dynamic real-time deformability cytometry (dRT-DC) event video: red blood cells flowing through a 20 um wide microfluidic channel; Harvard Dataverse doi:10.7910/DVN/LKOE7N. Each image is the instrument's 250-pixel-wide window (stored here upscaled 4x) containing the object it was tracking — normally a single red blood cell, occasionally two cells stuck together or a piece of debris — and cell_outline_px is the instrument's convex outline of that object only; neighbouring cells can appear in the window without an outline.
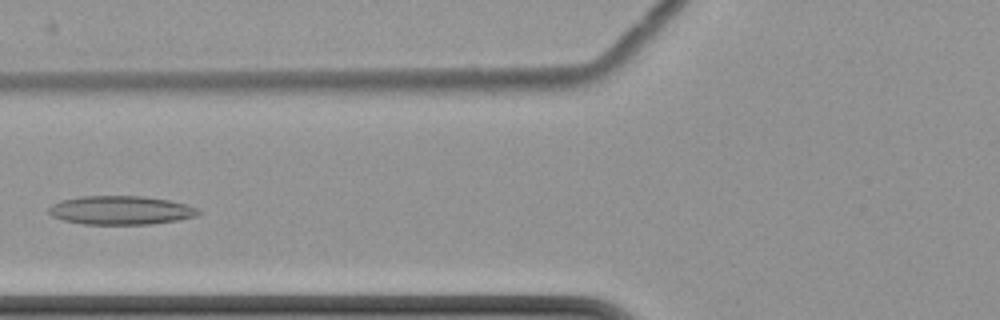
{"species": "common noctule bat (a hibernating species)", "species_latin": "Nyctalus noctula", "temperature_condition": "cold", "stored_images_in_passage": 6, "camera_frame_rate_fps": 3000, "um_per_image_px": 0.085, "animal": {"sex": "female", "body_mass_g": 22.7, "forearm_length_mm": 54.2}, "frame": {"image": 1, "passage_image": 6, "time_ms": 6.0, "image_size_px": [1000, 320], "cell_outline_px": [[204, 212], [196, 216], [176, 220], [148, 224], [84, 224], [64, 220], [52, 216], [48, 212], [48, 208], [52, 204], [60, 200], [84, 196], [144, 196], [168, 200], [188, 204], [200, 208]], "centroid_in_image_um": [10.3, 17.86], "position_along_channel_um": 115.5, "area_um2": 25.14}}